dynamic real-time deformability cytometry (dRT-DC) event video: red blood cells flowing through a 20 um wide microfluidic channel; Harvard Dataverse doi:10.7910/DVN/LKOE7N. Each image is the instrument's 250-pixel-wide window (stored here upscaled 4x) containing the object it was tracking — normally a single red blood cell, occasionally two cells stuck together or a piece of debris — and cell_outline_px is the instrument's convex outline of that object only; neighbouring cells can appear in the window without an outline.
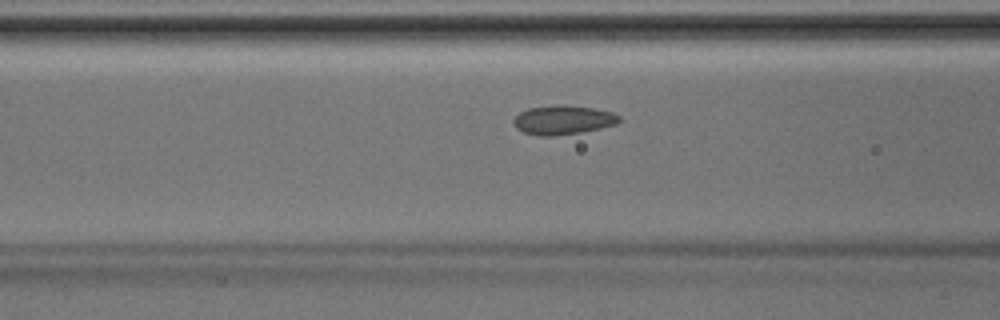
{"species": "Egyptian fruit bat (a non-hibernating species)", "species_latin": "Rousettus aegyptiacus", "temperature_condition": "room temperature", "stored_images_in_passage": 32, "camera_frame_rate_fps": 3000, "um_per_image_px": 0.085, "animal": {"sex": "male"}, "frame": {"image": 1, "passage_image": 7, "time_ms": 2.0, "image_size_px": [1000, 320], "cell_outline_px": [[620, 120], [616, 124], [600, 128], [580, 132], [552, 136], [540, 136], [524, 132], [516, 128], [512, 120], [520, 112], [528, 108], [596, 108], [612, 112], [620, 116]], "centroid_in_image_um": [47.86, 10.25], "position_along_channel_um": 118.7, "area_um2": 16.94}}
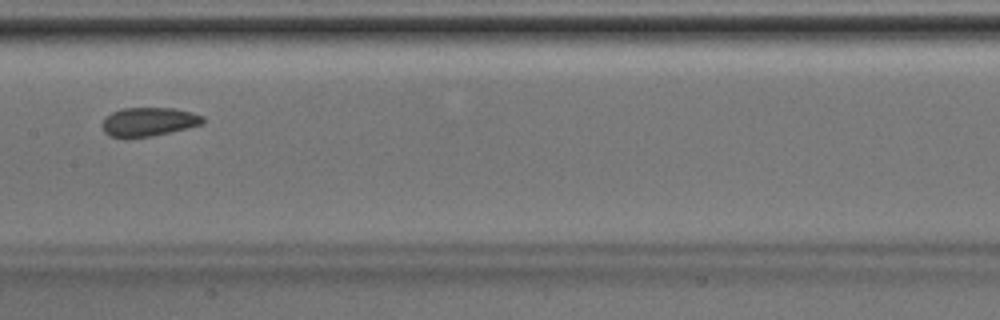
{"frame": {"image": 2, "passage_image": 12, "time_ms": 3.667, "image_size_px": [1000, 320], "cell_outline_px": [[204, 124], [152, 136], [128, 140], [124, 140], [108, 136], [104, 132], [100, 124], [104, 116], [120, 108], [172, 108], [192, 112], [204, 116]], "centroid_in_image_um": [12.55, 10.38], "position_along_channel_um": 194.9, "area_um2": 17.57}}
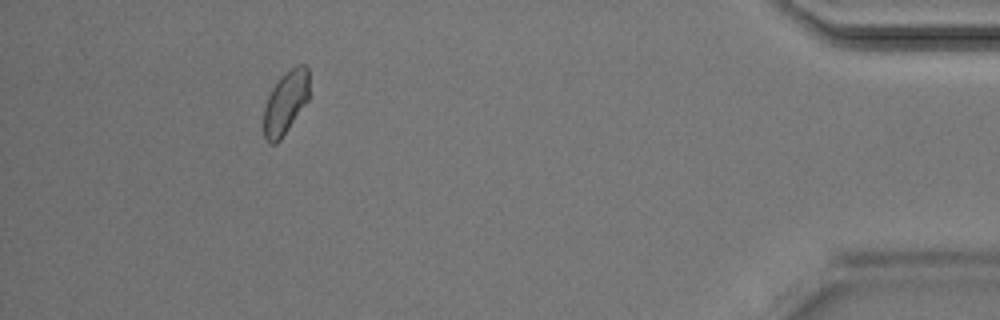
{"frame": {"image": 3, "passage_image": 30, "time_ms": 9.667, "image_size_px": [1000, 320], "cell_outline_px": [[308, 100], [280, 140], [276, 144], [268, 144], [264, 140], [264, 108], [268, 96], [272, 88], [280, 76], [296, 64], [304, 64], [308, 68]], "centroid_in_image_um": [24.25, 8.72], "position_along_channel_um": 410.9, "area_um2": 16.76}}